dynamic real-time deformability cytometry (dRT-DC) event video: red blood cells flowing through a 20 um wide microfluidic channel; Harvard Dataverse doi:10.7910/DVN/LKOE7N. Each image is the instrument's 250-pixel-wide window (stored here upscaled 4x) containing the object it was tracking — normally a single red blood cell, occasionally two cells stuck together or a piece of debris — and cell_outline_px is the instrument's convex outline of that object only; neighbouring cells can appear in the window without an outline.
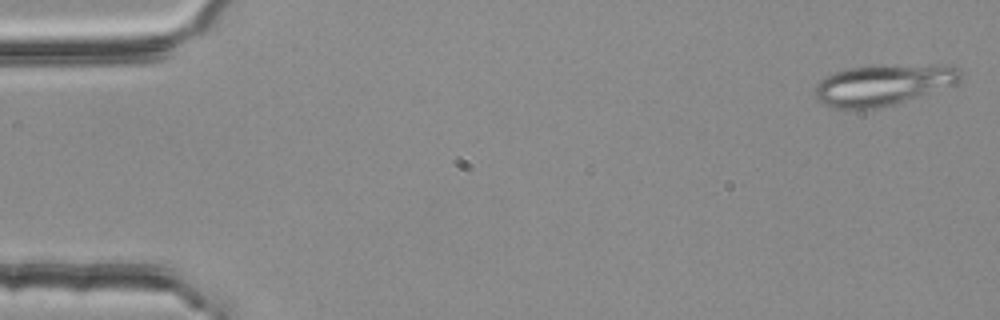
{"species": "common noctule bat (a hibernating species)", "species_latin": "Nyctalus noctula", "temperature_condition": "room temperature", "stored_images_in_passage": 54, "camera_frame_rate_fps": 3000, "um_per_image_px": 0.085, "animal": {"sex": "female", "body_mass_g": 25.1}, "frame": {"image": 1, "passage_image": 1, "time_ms": 0.0, "image_size_px": [1000, 320], "cell_outline_px": [[960, 80], [956, 84], [896, 104], [880, 108], [832, 108], [820, 104], [816, 96], [816, 84], [824, 76], [848, 68], [932, 64], [956, 64], [960, 68]], "centroid_in_image_um": [75.11, 7.21], "position_along_channel_um": 9.9, "area_um2": 34.74}}
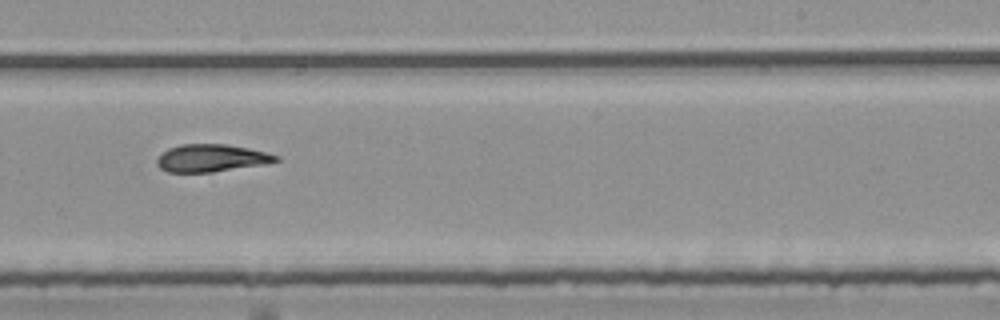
{"frame": {"image": 2, "passage_image": 33, "time_ms": 10.667, "image_size_px": [1000, 320], "cell_outline_px": [[280, 160], [264, 164], [212, 172], [168, 172], [160, 168], [156, 164], [156, 160], [168, 148], [180, 144], [224, 144], [248, 148], [280, 156]], "centroid_in_image_um": [17.95, 13.43], "position_along_channel_um": 271.1, "area_um2": 18.9}}
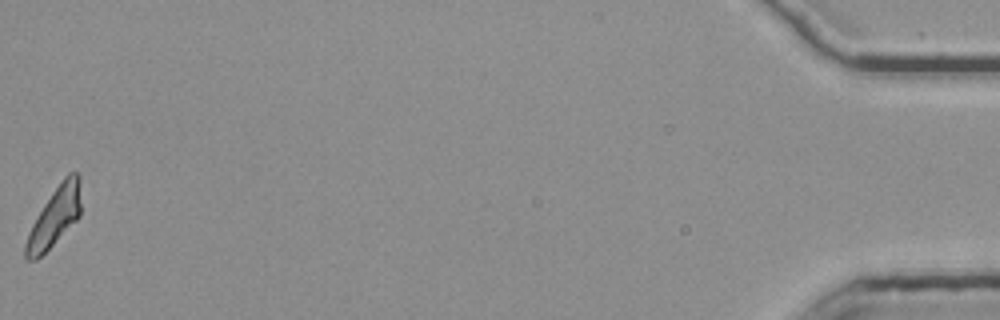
{"frame": {"image": 3, "passage_image": 54, "time_ms": 17.667, "image_size_px": [1000, 320], "cell_outline_px": [[80, 216], [36, 260], [28, 260], [24, 256], [24, 244], [28, 232], [36, 216], [52, 192], [64, 176], [68, 172], [76, 172], [80, 176]], "centroid_in_image_um": [4.62, 18.41], "position_along_channel_um": 430.6, "area_um2": 18.79}, "authors_computed_cell_mechanics": {"area_um2": 19.6809, "velocity_mm_per_s": 3.7378, "shape_relaxation_time_tau1_ms": 7.2356, "shape_relaxation_time_tau2_ms": 5.41, "deformation_change_tau1": 0.1942, "deformation_change_tau2": 0.1462}}